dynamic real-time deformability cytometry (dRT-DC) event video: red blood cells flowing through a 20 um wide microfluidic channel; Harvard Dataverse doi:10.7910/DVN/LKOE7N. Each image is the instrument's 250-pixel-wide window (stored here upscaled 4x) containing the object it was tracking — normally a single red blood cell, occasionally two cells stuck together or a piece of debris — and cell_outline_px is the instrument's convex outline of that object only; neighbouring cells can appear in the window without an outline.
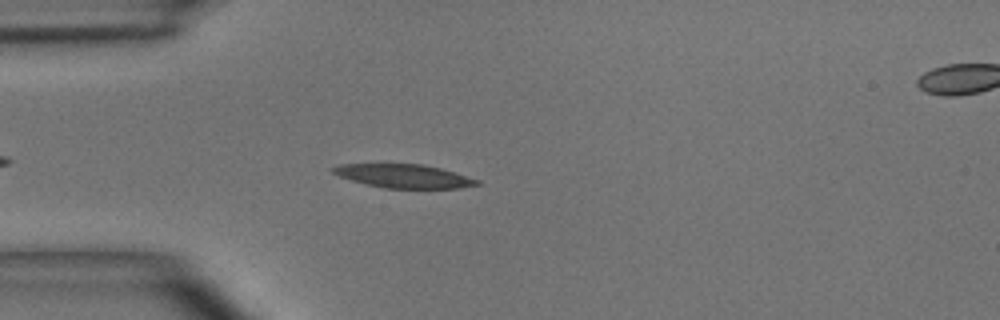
{"species": "common noctule bat (a hibernating species)", "species_latin": "Nyctalus noctula", "temperature_condition": "room temperature", "stored_images_in_passage": 43, "camera_frame_rate_fps": 3000, "um_per_image_px": 0.085, "animal": {"sex": "male", "body_mass_g": 15.6}, "frame": {"image": 1, "passage_image": 7, "time_ms": 2.0, "image_size_px": [1000, 320], "cell_outline_px": [[480, 184], [460, 188], [384, 188], [352, 180], [340, 176], [332, 172], [332, 168], [336, 164], [424, 164], [440, 168], [480, 180]], "centroid_in_image_um": [34.34, 14.96], "position_along_channel_um": 50.7, "area_um2": 19.59}}
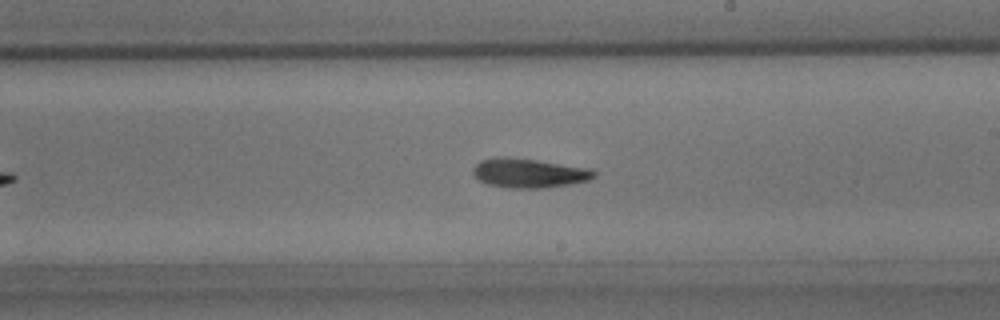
{"frame": {"image": 2, "passage_image": 22, "time_ms": 7.0, "image_size_px": [1000, 320], "cell_outline_px": [[596, 176], [588, 180], [572, 184], [544, 188], [504, 188], [488, 184], [480, 180], [472, 172], [472, 168], [480, 160], [496, 156], [504, 156], [536, 160], [592, 168], [596, 172]], "centroid_in_image_um": [44.97, 14.71], "position_along_channel_um": 244.0, "area_um2": 20.92}}
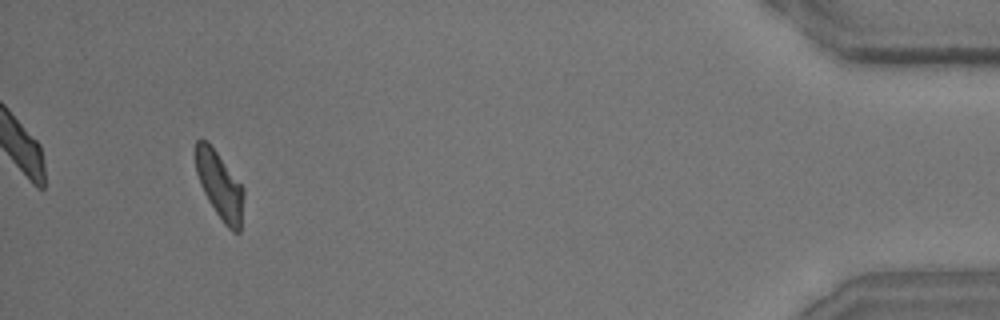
{"frame": {"image": 3, "passage_image": 40, "time_ms": 13.0, "image_size_px": [1000, 320], "cell_outline_px": [[244, 196], [240, 232], [232, 232], [224, 224], [208, 200], [200, 184], [196, 172], [196, 140], [200, 136], [208, 140], [244, 188]], "centroid_in_image_um": [18.67, 15.73], "position_along_channel_um": 416.5, "area_um2": 18.9}, "authors_computed_cell_mechanics": {"area_um2": 19.941, "velocity_mm_per_s": 4.0484, "shape_relaxation_time_tau1_ms": 5.8541, "shape_relaxation_time_tau2_ms": 5.5009, "deformation_change_tau1": 0.1783, "deformation_change_tau2": 0.1438}}